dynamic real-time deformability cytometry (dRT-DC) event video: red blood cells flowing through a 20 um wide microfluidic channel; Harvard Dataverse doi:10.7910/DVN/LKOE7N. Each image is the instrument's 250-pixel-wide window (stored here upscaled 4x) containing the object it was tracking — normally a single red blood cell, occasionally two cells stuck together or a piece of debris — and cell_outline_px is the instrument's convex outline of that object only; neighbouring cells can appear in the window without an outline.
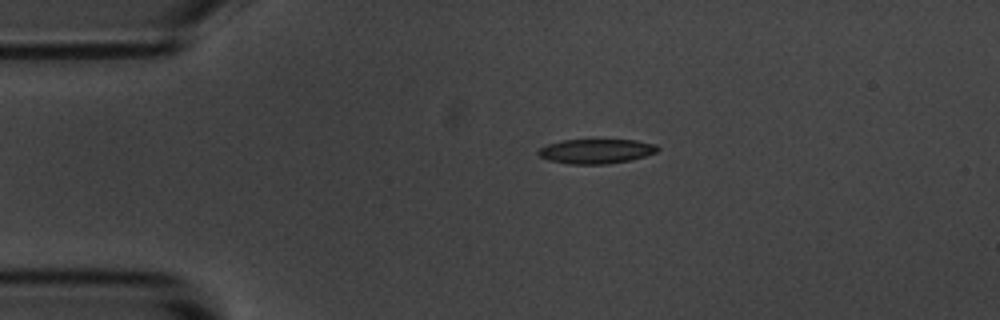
{"species": "common noctule bat (a hibernating species)", "species_latin": "Nyctalus noctula", "temperature_condition": "room temperature", "stored_images_in_passage": 45, "camera_frame_rate_fps": 3000, "um_per_image_px": 0.085, "animal": {"sex": "male", "body_mass_g": 20.1, "forearm_length_mm": 53.5}, "frame": {"image": 1, "passage_image": 1, "time_ms": 0.0, "image_size_px": [1000, 320], "cell_outline_px": [[660, 148], [656, 152], [644, 156], [628, 160], [608, 164], [568, 164], [548, 160], [540, 156], [536, 152], [540, 148], [548, 144], [564, 140], [636, 140], [656, 144]], "centroid_in_image_um": [50.66, 12.85], "position_along_channel_um": 34.3, "area_um2": 16.99}}
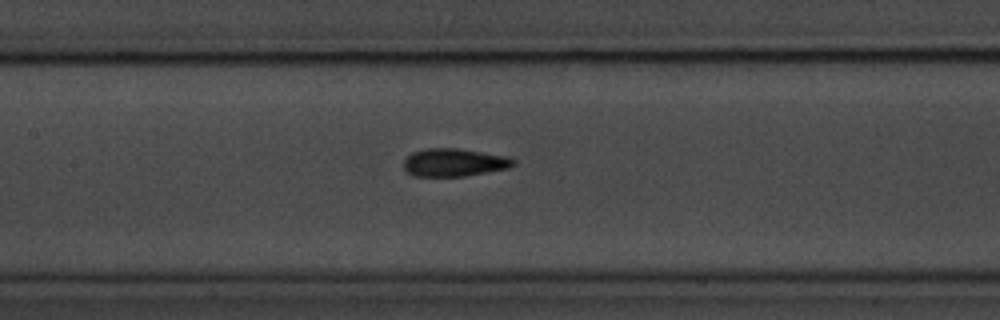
{"frame": {"image": 2, "passage_image": 15, "time_ms": 4.667, "image_size_px": [1000, 320], "cell_outline_px": [[516, 164], [508, 168], [488, 172], [464, 176], [416, 176], [408, 172], [404, 168], [404, 160], [412, 152], [424, 148], [456, 148], [508, 156], [516, 160]], "centroid_in_image_um": [38.62, 13.8], "position_along_channel_um": 168.8, "area_um2": 17.86}}
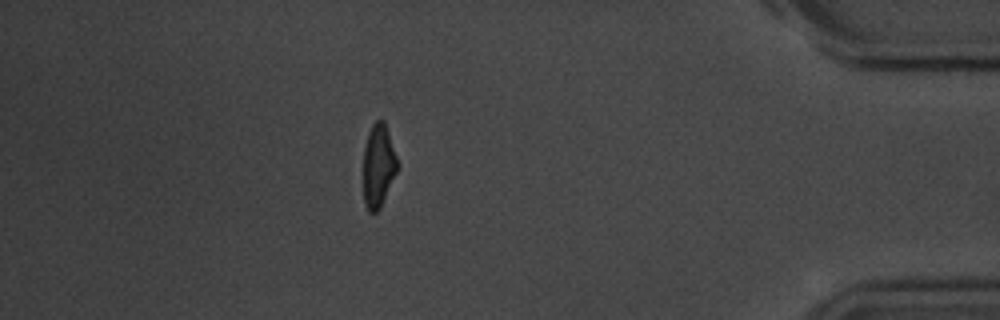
{"frame": {"image": 3, "passage_image": 38, "time_ms": 12.333, "image_size_px": [1000, 320], "cell_outline_px": [[400, 164], [380, 208], [376, 212], [368, 212], [364, 204], [364, 148], [368, 132], [372, 124], [376, 120], [384, 120]], "centroid_in_image_um": [32.17, 14.07], "position_along_channel_um": 403.0, "area_um2": 16.59}, "authors_computed_cell_mechanics": {"area_um2": 17.5712, "velocity_mm_per_s": 3.641, "shape_relaxation_time_tau1_ms": 2.9231, "shape_relaxation_time_tau2_ms": 1.9673, "deformation_change_tau1": 0.1334, "deformation_change_tau2": 0.0819}}